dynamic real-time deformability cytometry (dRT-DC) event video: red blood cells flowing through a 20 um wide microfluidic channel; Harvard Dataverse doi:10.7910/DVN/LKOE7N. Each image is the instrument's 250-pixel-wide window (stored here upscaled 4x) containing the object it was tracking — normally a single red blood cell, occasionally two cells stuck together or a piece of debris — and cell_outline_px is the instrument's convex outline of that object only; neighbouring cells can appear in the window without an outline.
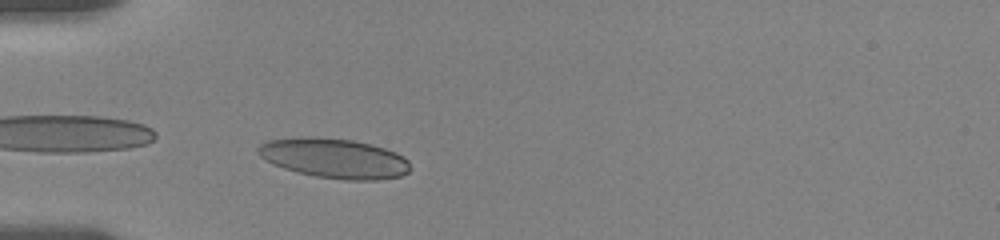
{"species": "human", "species_latin": "Homo sapiens", "temperature_condition": "room temperature", "stored_images_in_passage": 37, "camera_frame_rate_fps": 3000, "um_per_image_px": 0.085, "donor": {"sex": "female"}, "frame": {"image": 1, "passage_image": 1, "time_ms": 0.0, "image_size_px": [1000, 240], "cell_outline_px": [[412, 168], [408, 172], [400, 176], [376, 180], [344, 180], [316, 176], [296, 172], [272, 164], [260, 156], [256, 152], [256, 148], [260, 144], [268, 140], [304, 136], [312, 136], [352, 140], [372, 144], [396, 152], [404, 156], [408, 160]], "centroid_in_image_um": [28.41, 13.45], "position_along_channel_um": 56.6, "area_um2": 35.6}}
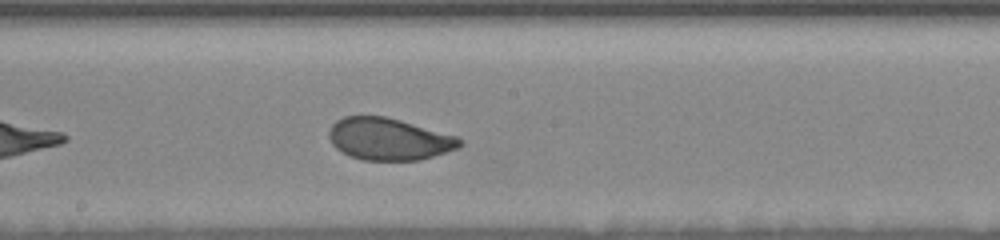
{"frame": {"image": 2, "passage_image": 15, "time_ms": 4.667, "image_size_px": [1000, 240], "cell_outline_px": [[464, 144], [456, 148], [420, 160], [364, 160], [340, 152], [332, 144], [328, 136], [328, 132], [332, 124], [336, 120], [344, 116], [384, 116], [400, 120], [456, 136]], "centroid_in_image_um": [33.0, 11.81], "position_along_channel_um": 215.2, "area_um2": 31.79}}
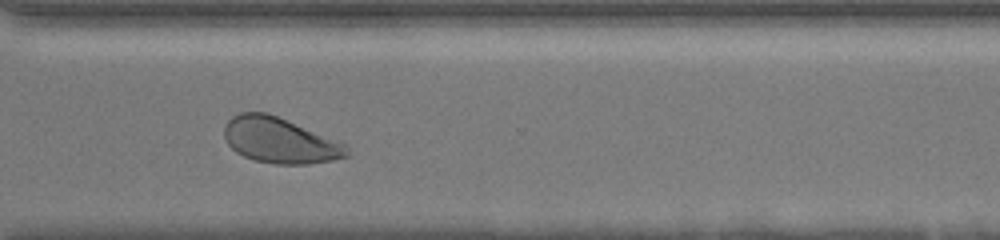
{"frame": {"image": 3, "passage_image": 26, "time_ms": 8.333, "image_size_px": [1000, 240], "cell_outline_px": [[348, 156], [332, 160], [308, 164], [276, 164], [252, 160], [236, 152], [228, 144], [224, 136], [224, 124], [232, 116], [240, 112], [268, 112], [348, 144]], "centroid_in_image_um": [23.78, 11.93], "position_along_channel_um": 346.8, "area_um2": 32.83}, "authors_computed_cell_mechanics": {"area_um2": 32.8304, "velocity_mm_per_s": 3.5933, "shape_relaxation_time_tau1_ms": 3.165, "shape_relaxation_time_tau2_ms": 0.6412, "deformation_change_tau1": 0.1317, "deformation_change_tau2": 0.045}}